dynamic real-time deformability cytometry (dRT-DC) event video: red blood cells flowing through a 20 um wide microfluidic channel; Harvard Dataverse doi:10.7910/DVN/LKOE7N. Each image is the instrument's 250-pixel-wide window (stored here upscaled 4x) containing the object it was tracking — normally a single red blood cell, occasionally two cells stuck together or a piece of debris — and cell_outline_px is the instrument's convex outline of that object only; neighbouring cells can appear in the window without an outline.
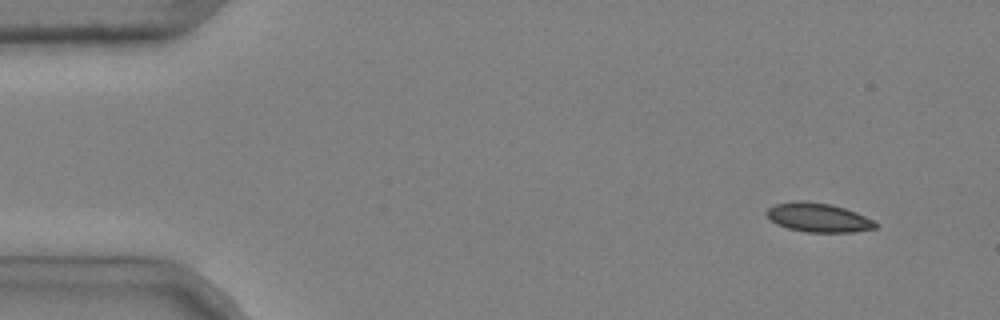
{"species": "common noctule bat (a hibernating species)", "species_latin": "Nyctalus noctula", "temperature_condition": "cold", "stored_images_in_passage": 4, "camera_frame_rate_fps": 3000, "um_per_image_px": 0.085, "animal": {"sex": "male", "body_mass_g": 20.4}, "frame": {"image": 1, "passage_image": 1, "time_ms": 0.0, "image_size_px": [1000, 320], "cell_outline_px": [[880, 224], [876, 228], [856, 232], [808, 232], [788, 228], [776, 224], [764, 212], [768, 208], [776, 204], [792, 200], [804, 200], [832, 204], [856, 212]], "centroid_in_image_um": [69.56, 18.48], "position_along_channel_um": 15.4, "area_um2": 18.55}}
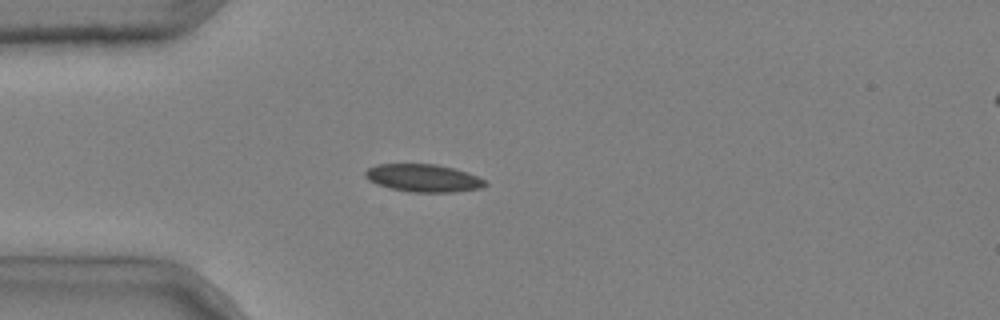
{"frame": {"image": 2, "passage_image": 4, "time_ms": 1.0, "image_size_px": [1000, 320], "cell_outline_px": [[488, 184], [480, 188], [452, 192], [408, 192], [376, 184], [368, 180], [364, 176], [364, 172], [368, 168], [376, 164], [436, 164], [468, 172], [484, 180]], "centroid_in_image_um": [35.94, 15.13], "position_along_channel_um": 49.1, "area_um2": 19.31}}